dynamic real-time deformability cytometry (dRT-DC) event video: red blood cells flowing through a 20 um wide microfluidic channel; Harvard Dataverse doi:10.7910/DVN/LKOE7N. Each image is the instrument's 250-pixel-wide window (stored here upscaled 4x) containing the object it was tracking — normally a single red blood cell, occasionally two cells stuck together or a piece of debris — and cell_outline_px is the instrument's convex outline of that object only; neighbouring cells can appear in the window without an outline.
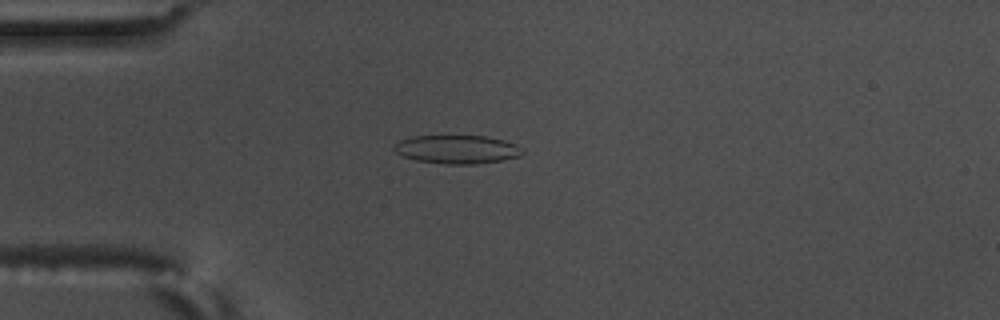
{"species": "common noctule bat (a hibernating species)", "species_latin": "Nyctalus noctula", "temperature_condition": "warm", "stored_images_in_passage": 52, "camera_frame_rate_fps": 3000, "um_per_image_px": 0.085, "animal": {"sex": "male", "body_mass_g": 17.5, "forearm_length_mm": 52.3}, "frame": {"image": 1, "passage_image": 10, "time_ms": 3.0, "image_size_px": [1000, 320], "cell_outline_px": [[524, 152], [520, 156], [504, 160], [476, 164], [448, 164], [416, 160], [404, 156], [396, 152], [392, 148], [400, 140], [412, 136], [484, 136], [504, 140], [516, 144]], "centroid_in_image_um": [38.87, 12.7], "position_along_channel_um": 46.1, "area_um2": 21.21}}
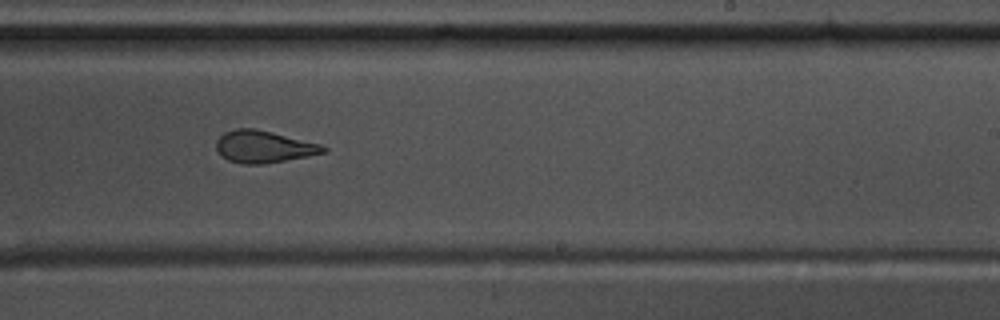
{"frame": {"image": 2, "passage_image": 30, "time_ms": 9.667, "image_size_px": [1000, 320], "cell_outline_px": [[328, 152], [308, 156], [264, 164], [244, 164], [228, 160], [220, 156], [216, 148], [216, 140], [224, 132], [236, 128], [252, 128], [272, 132], [320, 144], [328, 148]], "centroid_in_image_um": [22.4, 12.47], "position_along_channel_um": 266.6, "area_um2": 20.06}}
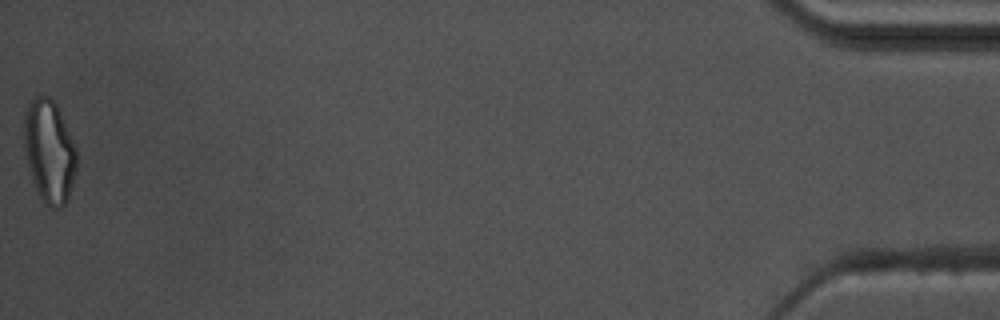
{"frame": {"image": 3, "passage_image": 52, "time_ms": 17.0, "image_size_px": [1000, 320], "cell_outline_px": [[76, 168], [68, 200], [60, 208], [52, 208], [44, 204], [36, 192], [32, 180], [28, 164], [24, 144], [24, 112], [28, 104], [36, 96], [48, 96], [56, 104], [60, 112], [76, 148]], "centroid_in_image_um": [4.18, 12.89], "position_along_channel_um": 431.0, "area_um2": 31.44}, "authors_computed_cell_mechanics": {"area_um2": 21.2993, "velocity_mm_per_s": 3.5792, "shape_relaxation_time_tau1_ms": null, "shape_relaxation_time_tau2_ms": 1.5741, "deformation_change_tau1": null, "deformation_change_tau2": 0.0896}}